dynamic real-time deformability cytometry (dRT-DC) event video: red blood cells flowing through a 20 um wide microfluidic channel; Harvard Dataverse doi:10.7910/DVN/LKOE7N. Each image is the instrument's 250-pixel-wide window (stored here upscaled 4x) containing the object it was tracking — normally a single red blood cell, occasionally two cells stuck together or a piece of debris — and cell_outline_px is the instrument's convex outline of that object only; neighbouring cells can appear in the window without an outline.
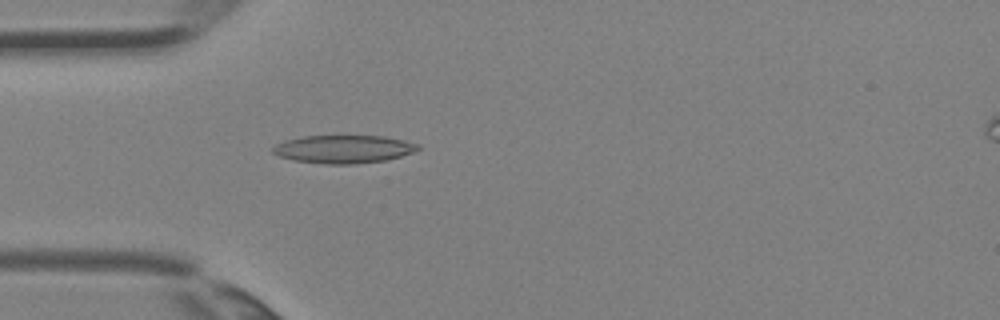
{"species": "Egyptian fruit bat (a non-hibernating species)", "species_latin": "Rousettus aegyptiacus", "temperature_condition": "room temperature", "stored_images_in_passage": 5, "camera_frame_rate_fps": 3000, "um_per_image_px": 0.085, "animal": {"sex": "female"}, "frame": {"image": 1, "passage_image": 5, "time_ms": 1.333, "image_size_px": [1000, 320], "cell_outline_px": [[420, 148], [412, 152], [400, 156], [384, 160], [352, 164], [324, 164], [292, 160], [280, 156], [272, 152], [272, 148], [276, 144], [284, 140], [304, 136], [384, 136], [404, 140], [420, 144]], "centroid_in_image_um": [29.18, 12.67], "position_along_channel_um": 55.8, "area_um2": 23.64}}